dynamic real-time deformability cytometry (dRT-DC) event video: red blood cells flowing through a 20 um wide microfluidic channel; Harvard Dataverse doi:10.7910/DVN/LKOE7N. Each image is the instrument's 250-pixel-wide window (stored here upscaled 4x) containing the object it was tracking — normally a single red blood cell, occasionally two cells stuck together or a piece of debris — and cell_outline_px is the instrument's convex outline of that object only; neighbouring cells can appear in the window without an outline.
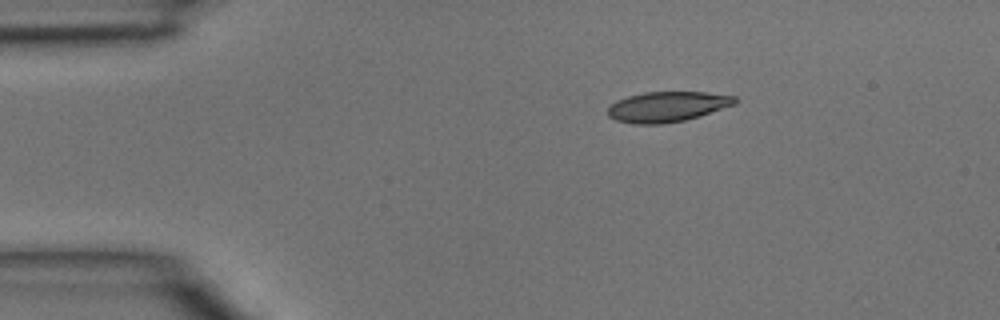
{"species": "common noctule bat (a hibernating species)", "species_latin": "Nyctalus noctula", "temperature_condition": "room temperature", "stored_images_in_passage": 4, "camera_frame_rate_fps": 3000, "um_per_image_px": 0.085, "animal": {"sex": "male", "body_mass_g": 15.6}, "frame": {"image": 1, "passage_image": 4, "time_ms": 1.0, "image_size_px": [1000, 320], "cell_outline_px": [[736, 104], [700, 116], [684, 120], [664, 124], [632, 124], [616, 120], [608, 116], [608, 108], [616, 100], [628, 96], [644, 92], [704, 92], [736, 96]], "centroid_in_image_um": [56.71, 9.07], "position_along_channel_um": 28.3, "area_um2": 22.48}}